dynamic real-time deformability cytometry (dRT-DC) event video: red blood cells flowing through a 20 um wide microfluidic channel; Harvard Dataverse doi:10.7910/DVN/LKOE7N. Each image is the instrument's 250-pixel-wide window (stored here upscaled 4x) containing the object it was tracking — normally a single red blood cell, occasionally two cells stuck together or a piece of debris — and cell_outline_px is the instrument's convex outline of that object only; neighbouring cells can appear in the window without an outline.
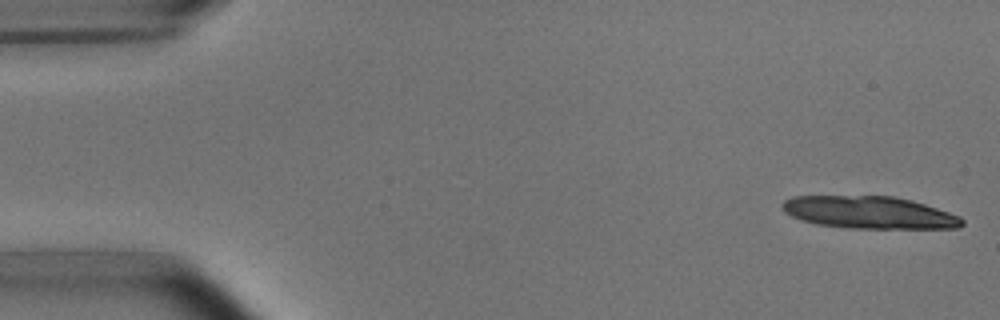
{"species": "common noctule bat (a hibernating species)", "species_latin": "Nyctalus noctula", "temperature_condition": "room temperature", "stored_images_in_passage": 5, "camera_frame_rate_fps": 3000, "um_per_image_px": 0.085, "animal": {"sex": "male", "body_mass_g": 15.6}, "frame": {"image": 1, "passage_image": 1, "time_ms": 0.0, "image_size_px": [1000, 320], "cell_outline_px": [[964, 224], [960, 228], [848, 228], [816, 224], [800, 220], [784, 212], [780, 204], [784, 200], [792, 196], [892, 196], [912, 200], [960, 216], [964, 220]], "centroid_in_image_um": [73.86, 18.06], "position_along_channel_um": 11.1, "area_um2": 33.99}}